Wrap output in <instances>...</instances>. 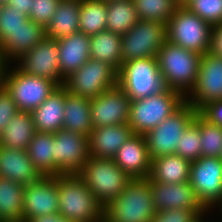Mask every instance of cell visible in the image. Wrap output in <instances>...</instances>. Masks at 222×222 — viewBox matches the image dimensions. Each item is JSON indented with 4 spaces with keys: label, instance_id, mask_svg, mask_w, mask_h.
Segmentation results:
<instances>
[{
    "label": "cell",
    "instance_id": "1",
    "mask_svg": "<svg viewBox=\"0 0 222 222\" xmlns=\"http://www.w3.org/2000/svg\"><path fill=\"white\" fill-rule=\"evenodd\" d=\"M58 214L72 222H104V206L77 174L57 176Z\"/></svg>",
    "mask_w": 222,
    "mask_h": 222
},
{
    "label": "cell",
    "instance_id": "2",
    "mask_svg": "<svg viewBox=\"0 0 222 222\" xmlns=\"http://www.w3.org/2000/svg\"><path fill=\"white\" fill-rule=\"evenodd\" d=\"M202 55L166 40L158 55V66L169 89L186 97L194 88Z\"/></svg>",
    "mask_w": 222,
    "mask_h": 222
},
{
    "label": "cell",
    "instance_id": "3",
    "mask_svg": "<svg viewBox=\"0 0 222 222\" xmlns=\"http://www.w3.org/2000/svg\"><path fill=\"white\" fill-rule=\"evenodd\" d=\"M154 214L148 178H135L104 207V222H150Z\"/></svg>",
    "mask_w": 222,
    "mask_h": 222
},
{
    "label": "cell",
    "instance_id": "4",
    "mask_svg": "<svg viewBox=\"0 0 222 222\" xmlns=\"http://www.w3.org/2000/svg\"><path fill=\"white\" fill-rule=\"evenodd\" d=\"M77 175L104 207L118 197L132 179L114 159L95 156H90Z\"/></svg>",
    "mask_w": 222,
    "mask_h": 222
},
{
    "label": "cell",
    "instance_id": "5",
    "mask_svg": "<svg viewBox=\"0 0 222 222\" xmlns=\"http://www.w3.org/2000/svg\"><path fill=\"white\" fill-rule=\"evenodd\" d=\"M118 86L131 101L164 93L168 89L159 70L157 57L124 62L118 72Z\"/></svg>",
    "mask_w": 222,
    "mask_h": 222
},
{
    "label": "cell",
    "instance_id": "6",
    "mask_svg": "<svg viewBox=\"0 0 222 222\" xmlns=\"http://www.w3.org/2000/svg\"><path fill=\"white\" fill-rule=\"evenodd\" d=\"M184 102L181 93L169 88L164 93L132 100L128 124L133 134L144 135L157 127Z\"/></svg>",
    "mask_w": 222,
    "mask_h": 222
},
{
    "label": "cell",
    "instance_id": "7",
    "mask_svg": "<svg viewBox=\"0 0 222 222\" xmlns=\"http://www.w3.org/2000/svg\"><path fill=\"white\" fill-rule=\"evenodd\" d=\"M212 26L186 6H178L166 24L167 40L201 55L209 52Z\"/></svg>",
    "mask_w": 222,
    "mask_h": 222
},
{
    "label": "cell",
    "instance_id": "8",
    "mask_svg": "<svg viewBox=\"0 0 222 222\" xmlns=\"http://www.w3.org/2000/svg\"><path fill=\"white\" fill-rule=\"evenodd\" d=\"M1 84L9 92L19 111L32 112L38 108L57 85L45 78L20 71L14 64H8Z\"/></svg>",
    "mask_w": 222,
    "mask_h": 222
},
{
    "label": "cell",
    "instance_id": "9",
    "mask_svg": "<svg viewBox=\"0 0 222 222\" xmlns=\"http://www.w3.org/2000/svg\"><path fill=\"white\" fill-rule=\"evenodd\" d=\"M196 114L195 107L185 101L157 127L146 132L144 137L151 159L175 154L183 131L194 121Z\"/></svg>",
    "mask_w": 222,
    "mask_h": 222
},
{
    "label": "cell",
    "instance_id": "10",
    "mask_svg": "<svg viewBox=\"0 0 222 222\" xmlns=\"http://www.w3.org/2000/svg\"><path fill=\"white\" fill-rule=\"evenodd\" d=\"M118 85V72L107 63L89 59L65 78L63 87L76 95L92 100Z\"/></svg>",
    "mask_w": 222,
    "mask_h": 222
},
{
    "label": "cell",
    "instance_id": "11",
    "mask_svg": "<svg viewBox=\"0 0 222 222\" xmlns=\"http://www.w3.org/2000/svg\"><path fill=\"white\" fill-rule=\"evenodd\" d=\"M166 40L165 24L138 20L127 33L121 36L123 63L139 58L157 57Z\"/></svg>",
    "mask_w": 222,
    "mask_h": 222
},
{
    "label": "cell",
    "instance_id": "12",
    "mask_svg": "<svg viewBox=\"0 0 222 222\" xmlns=\"http://www.w3.org/2000/svg\"><path fill=\"white\" fill-rule=\"evenodd\" d=\"M189 183L202 206L211 211L222 200V158L201 156L192 161Z\"/></svg>",
    "mask_w": 222,
    "mask_h": 222
},
{
    "label": "cell",
    "instance_id": "13",
    "mask_svg": "<svg viewBox=\"0 0 222 222\" xmlns=\"http://www.w3.org/2000/svg\"><path fill=\"white\" fill-rule=\"evenodd\" d=\"M13 64L25 74L48 79L58 87L64 85L65 79L61 76L58 60V42L55 38L45 36Z\"/></svg>",
    "mask_w": 222,
    "mask_h": 222
},
{
    "label": "cell",
    "instance_id": "14",
    "mask_svg": "<svg viewBox=\"0 0 222 222\" xmlns=\"http://www.w3.org/2000/svg\"><path fill=\"white\" fill-rule=\"evenodd\" d=\"M89 158L87 136L63 128L54 133V163L57 165V176L77 174Z\"/></svg>",
    "mask_w": 222,
    "mask_h": 222
},
{
    "label": "cell",
    "instance_id": "15",
    "mask_svg": "<svg viewBox=\"0 0 222 222\" xmlns=\"http://www.w3.org/2000/svg\"><path fill=\"white\" fill-rule=\"evenodd\" d=\"M222 98V57L207 52L201 57L197 80L185 101L198 110L202 105Z\"/></svg>",
    "mask_w": 222,
    "mask_h": 222
},
{
    "label": "cell",
    "instance_id": "16",
    "mask_svg": "<svg viewBox=\"0 0 222 222\" xmlns=\"http://www.w3.org/2000/svg\"><path fill=\"white\" fill-rule=\"evenodd\" d=\"M131 99L117 85L91 100L93 128L128 123Z\"/></svg>",
    "mask_w": 222,
    "mask_h": 222
},
{
    "label": "cell",
    "instance_id": "17",
    "mask_svg": "<svg viewBox=\"0 0 222 222\" xmlns=\"http://www.w3.org/2000/svg\"><path fill=\"white\" fill-rule=\"evenodd\" d=\"M59 195L57 176H42L39 180L25 186L23 200V222L58 214Z\"/></svg>",
    "mask_w": 222,
    "mask_h": 222
},
{
    "label": "cell",
    "instance_id": "18",
    "mask_svg": "<svg viewBox=\"0 0 222 222\" xmlns=\"http://www.w3.org/2000/svg\"><path fill=\"white\" fill-rule=\"evenodd\" d=\"M149 183L155 212L172 209L206 210L196 197L189 181L168 184L149 180Z\"/></svg>",
    "mask_w": 222,
    "mask_h": 222
},
{
    "label": "cell",
    "instance_id": "19",
    "mask_svg": "<svg viewBox=\"0 0 222 222\" xmlns=\"http://www.w3.org/2000/svg\"><path fill=\"white\" fill-rule=\"evenodd\" d=\"M113 159L121 170L132 179L149 176L151 157L142 134L131 135Z\"/></svg>",
    "mask_w": 222,
    "mask_h": 222
},
{
    "label": "cell",
    "instance_id": "20",
    "mask_svg": "<svg viewBox=\"0 0 222 222\" xmlns=\"http://www.w3.org/2000/svg\"><path fill=\"white\" fill-rule=\"evenodd\" d=\"M0 177L27 186L39 180L42 175L35 168L26 150L0 146Z\"/></svg>",
    "mask_w": 222,
    "mask_h": 222
},
{
    "label": "cell",
    "instance_id": "21",
    "mask_svg": "<svg viewBox=\"0 0 222 222\" xmlns=\"http://www.w3.org/2000/svg\"><path fill=\"white\" fill-rule=\"evenodd\" d=\"M131 135L133 132L128 123L93 128L88 135L89 154L113 159Z\"/></svg>",
    "mask_w": 222,
    "mask_h": 222
},
{
    "label": "cell",
    "instance_id": "22",
    "mask_svg": "<svg viewBox=\"0 0 222 222\" xmlns=\"http://www.w3.org/2000/svg\"><path fill=\"white\" fill-rule=\"evenodd\" d=\"M57 42L60 73L65 79L90 59V36L78 31Z\"/></svg>",
    "mask_w": 222,
    "mask_h": 222
},
{
    "label": "cell",
    "instance_id": "23",
    "mask_svg": "<svg viewBox=\"0 0 222 222\" xmlns=\"http://www.w3.org/2000/svg\"><path fill=\"white\" fill-rule=\"evenodd\" d=\"M45 36L46 29L28 17L24 21V25L9 33V37L0 45L5 61L8 64H13L41 42Z\"/></svg>",
    "mask_w": 222,
    "mask_h": 222
},
{
    "label": "cell",
    "instance_id": "24",
    "mask_svg": "<svg viewBox=\"0 0 222 222\" xmlns=\"http://www.w3.org/2000/svg\"><path fill=\"white\" fill-rule=\"evenodd\" d=\"M66 89L57 87L41 105L31 112L36 132L56 133L63 128Z\"/></svg>",
    "mask_w": 222,
    "mask_h": 222
},
{
    "label": "cell",
    "instance_id": "25",
    "mask_svg": "<svg viewBox=\"0 0 222 222\" xmlns=\"http://www.w3.org/2000/svg\"><path fill=\"white\" fill-rule=\"evenodd\" d=\"M191 162L179 155H164L151 159L148 180L160 183H185L190 179Z\"/></svg>",
    "mask_w": 222,
    "mask_h": 222
},
{
    "label": "cell",
    "instance_id": "26",
    "mask_svg": "<svg viewBox=\"0 0 222 222\" xmlns=\"http://www.w3.org/2000/svg\"><path fill=\"white\" fill-rule=\"evenodd\" d=\"M90 107L91 100L66 90L63 129L88 137L93 130Z\"/></svg>",
    "mask_w": 222,
    "mask_h": 222
},
{
    "label": "cell",
    "instance_id": "27",
    "mask_svg": "<svg viewBox=\"0 0 222 222\" xmlns=\"http://www.w3.org/2000/svg\"><path fill=\"white\" fill-rule=\"evenodd\" d=\"M35 133L31 112L18 110L3 130L0 136V146L26 150Z\"/></svg>",
    "mask_w": 222,
    "mask_h": 222
},
{
    "label": "cell",
    "instance_id": "28",
    "mask_svg": "<svg viewBox=\"0 0 222 222\" xmlns=\"http://www.w3.org/2000/svg\"><path fill=\"white\" fill-rule=\"evenodd\" d=\"M121 35L103 30L90 36V58L107 63L119 72L123 64Z\"/></svg>",
    "mask_w": 222,
    "mask_h": 222
},
{
    "label": "cell",
    "instance_id": "29",
    "mask_svg": "<svg viewBox=\"0 0 222 222\" xmlns=\"http://www.w3.org/2000/svg\"><path fill=\"white\" fill-rule=\"evenodd\" d=\"M79 16V0H61L52 20L46 27V36L58 40L80 31Z\"/></svg>",
    "mask_w": 222,
    "mask_h": 222
},
{
    "label": "cell",
    "instance_id": "30",
    "mask_svg": "<svg viewBox=\"0 0 222 222\" xmlns=\"http://www.w3.org/2000/svg\"><path fill=\"white\" fill-rule=\"evenodd\" d=\"M26 151L42 176H57V165L54 163V134L36 132Z\"/></svg>",
    "mask_w": 222,
    "mask_h": 222
},
{
    "label": "cell",
    "instance_id": "31",
    "mask_svg": "<svg viewBox=\"0 0 222 222\" xmlns=\"http://www.w3.org/2000/svg\"><path fill=\"white\" fill-rule=\"evenodd\" d=\"M25 186L0 177V222H23Z\"/></svg>",
    "mask_w": 222,
    "mask_h": 222
},
{
    "label": "cell",
    "instance_id": "32",
    "mask_svg": "<svg viewBox=\"0 0 222 222\" xmlns=\"http://www.w3.org/2000/svg\"><path fill=\"white\" fill-rule=\"evenodd\" d=\"M106 30L118 35L127 33L139 20L133 0L107 2Z\"/></svg>",
    "mask_w": 222,
    "mask_h": 222
},
{
    "label": "cell",
    "instance_id": "33",
    "mask_svg": "<svg viewBox=\"0 0 222 222\" xmlns=\"http://www.w3.org/2000/svg\"><path fill=\"white\" fill-rule=\"evenodd\" d=\"M107 3L101 0H81L79 30L89 36L106 30Z\"/></svg>",
    "mask_w": 222,
    "mask_h": 222
},
{
    "label": "cell",
    "instance_id": "34",
    "mask_svg": "<svg viewBox=\"0 0 222 222\" xmlns=\"http://www.w3.org/2000/svg\"><path fill=\"white\" fill-rule=\"evenodd\" d=\"M138 19L167 24L179 6L177 0H133Z\"/></svg>",
    "mask_w": 222,
    "mask_h": 222
},
{
    "label": "cell",
    "instance_id": "35",
    "mask_svg": "<svg viewBox=\"0 0 222 222\" xmlns=\"http://www.w3.org/2000/svg\"><path fill=\"white\" fill-rule=\"evenodd\" d=\"M194 122L200 128L202 156H222V127L206 121L198 112Z\"/></svg>",
    "mask_w": 222,
    "mask_h": 222
},
{
    "label": "cell",
    "instance_id": "36",
    "mask_svg": "<svg viewBox=\"0 0 222 222\" xmlns=\"http://www.w3.org/2000/svg\"><path fill=\"white\" fill-rule=\"evenodd\" d=\"M175 154L190 162L202 156L200 128L194 121L183 131Z\"/></svg>",
    "mask_w": 222,
    "mask_h": 222
},
{
    "label": "cell",
    "instance_id": "37",
    "mask_svg": "<svg viewBox=\"0 0 222 222\" xmlns=\"http://www.w3.org/2000/svg\"><path fill=\"white\" fill-rule=\"evenodd\" d=\"M186 7L211 26L222 23V0H192Z\"/></svg>",
    "mask_w": 222,
    "mask_h": 222
},
{
    "label": "cell",
    "instance_id": "38",
    "mask_svg": "<svg viewBox=\"0 0 222 222\" xmlns=\"http://www.w3.org/2000/svg\"><path fill=\"white\" fill-rule=\"evenodd\" d=\"M27 18V15L21 14L4 3L0 10V45L9 37V33L16 31L24 25V21Z\"/></svg>",
    "mask_w": 222,
    "mask_h": 222
},
{
    "label": "cell",
    "instance_id": "39",
    "mask_svg": "<svg viewBox=\"0 0 222 222\" xmlns=\"http://www.w3.org/2000/svg\"><path fill=\"white\" fill-rule=\"evenodd\" d=\"M61 0H32L29 18L45 29Z\"/></svg>",
    "mask_w": 222,
    "mask_h": 222
},
{
    "label": "cell",
    "instance_id": "40",
    "mask_svg": "<svg viewBox=\"0 0 222 222\" xmlns=\"http://www.w3.org/2000/svg\"><path fill=\"white\" fill-rule=\"evenodd\" d=\"M207 210L172 209L155 212L150 222H194Z\"/></svg>",
    "mask_w": 222,
    "mask_h": 222
},
{
    "label": "cell",
    "instance_id": "41",
    "mask_svg": "<svg viewBox=\"0 0 222 222\" xmlns=\"http://www.w3.org/2000/svg\"><path fill=\"white\" fill-rule=\"evenodd\" d=\"M18 112L16 103L6 88L0 84V136L9 121Z\"/></svg>",
    "mask_w": 222,
    "mask_h": 222
},
{
    "label": "cell",
    "instance_id": "42",
    "mask_svg": "<svg viewBox=\"0 0 222 222\" xmlns=\"http://www.w3.org/2000/svg\"><path fill=\"white\" fill-rule=\"evenodd\" d=\"M197 112L206 121L222 127V98L202 105Z\"/></svg>",
    "mask_w": 222,
    "mask_h": 222
},
{
    "label": "cell",
    "instance_id": "43",
    "mask_svg": "<svg viewBox=\"0 0 222 222\" xmlns=\"http://www.w3.org/2000/svg\"><path fill=\"white\" fill-rule=\"evenodd\" d=\"M209 53L222 57V23L212 26Z\"/></svg>",
    "mask_w": 222,
    "mask_h": 222
},
{
    "label": "cell",
    "instance_id": "44",
    "mask_svg": "<svg viewBox=\"0 0 222 222\" xmlns=\"http://www.w3.org/2000/svg\"><path fill=\"white\" fill-rule=\"evenodd\" d=\"M5 3L21 14H25L29 17L32 8V0H6Z\"/></svg>",
    "mask_w": 222,
    "mask_h": 222
},
{
    "label": "cell",
    "instance_id": "45",
    "mask_svg": "<svg viewBox=\"0 0 222 222\" xmlns=\"http://www.w3.org/2000/svg\"><path fill=\"white\" fill-rule=\"evenodd\" d=\"M28 222H72V221L65 219L63 216H60L59 214H54V215L36 217L29 220Z\"/></svg>",
    "mask_w": 222,
    "mask_h": 222
},
{
    "label": "cell",
    "instance_id": "46",
    "mask_svg": "<svg viewBox=\"0 0 222 222\" xmlns=\"http://www.w3.org/2000/svg\"><path fill=\"white\" fill-rule=\"evenodd\" d=\"M210 212L215 222H222V200Z\"/></svg>",
    "mask_w": 222,
    "mask_h": 222
},
{
    "label": "cell",
    "instance_id": "47",
    "mask_svg": "<svg viewBox=\"0 0 222 222\" xmlns=\"http://www.w3.org/2000/svg\"><path fill=\"white\" fill-rule=\"evenodd\" d=\"M7 65H8V63L5 61V58L2 54V50L0 48V84L2 82L4 75H5V70H6Z\"/></svg>",
    "mask_w": 222,
    "mask_h": 222
},
{
    "label": "cell",
    "instance_id": "48",
    "mask_svg": "<svg viewBox=\"0 0 222 222\" xmlns=\"http://www.w3.org/2000/svg\"><path fill=\"white\" fill-rule=\"evenodd\" d=\"M194 222H215L213 215L210 211H207L205 214L201 215Z\"/></svg>",
    "mask_w": 222,
    "mask_h": 222
},
{
    "label": "cell",
    "instance_id": "49",
    "mask_svg": "<svg viewBox=\"0 0 222 222\" xmlns=\"http://www.w3.org/2000/svg\"><path fill=\"white\" fill-rule=\"evenodd\" d=\"M192 0H177L180 6H186Z\"/></svg>",
    "mask_w": 222,
    "mask_h": 222
},
{
    "label": "cell",
    "instance_id": "50",
    "mask_svg": "<svg viewBox=\"0 0 222 222\" xmlns=\"http://www.w3.org/2000/svg\"><path fill=\"white\" fill-rule=\"evenodd\" d=\"M4 3H5L4 0H0V10H1Z\"/></svg>",
    "mask_w": 222,
    "mask_h": 222
},
{
    "label": "cell",
    "instance_id": "51",
    "mask_svg": "<svg viewBox=\"0 0 222 222\" xmlns=\"http://www.w3.org/2000/svg\"><path fill=\"white\" fill-rule=\"evenodd\" d=\"M101 1L107 3V2H112V1H115V0H101Z\"/></svg>",
    "mask_w": 222,
    "mask_h": 222
}]
</instances>
